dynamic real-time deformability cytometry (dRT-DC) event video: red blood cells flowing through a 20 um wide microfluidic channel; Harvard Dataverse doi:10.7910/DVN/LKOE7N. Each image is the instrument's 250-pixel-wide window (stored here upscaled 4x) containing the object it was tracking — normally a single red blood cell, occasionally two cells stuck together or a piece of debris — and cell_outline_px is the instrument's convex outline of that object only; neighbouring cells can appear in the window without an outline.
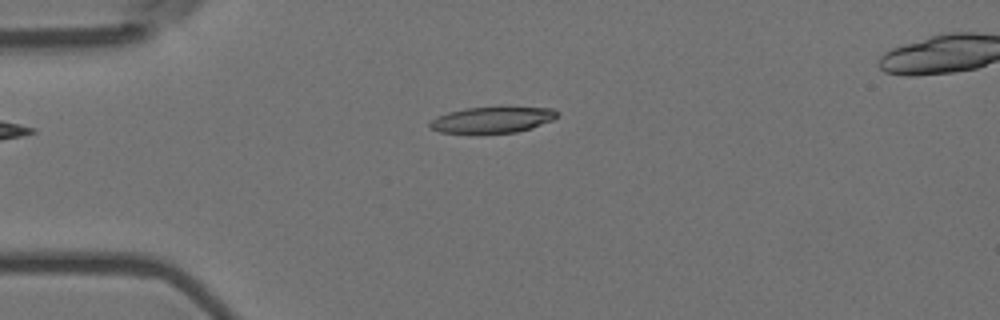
{"species": "Egyptian fruit bat (a non-hibernating species)", "species_latin": "Rousettus aegyptiacus", "temperature_condition": "room temperature", "stored_images_in_passage": 43, "segment_of_instrument_passage": [1, 2], "camera_frame_rate_fps": 3000, "um_per_image_px": 0.085, "animal": {"sex": "female"}, "frame": {"image": 1, "passage_image": 1, "time_ms": 0.0, "image_size_px": [1000, 320], "cell_outline_px": [[556, 116], [552, 120], [532, 128], [516, 132], [476, 136], [440, 132], [428, 128], [428, 124], [436, 116], [448, 112], [464, 108], [508, 104], [552, 108], [556, 112]], "centroid_in_image_um": [41.8, 10.18], "position_along_channel_um": 43.2, "area_um2": 21.1}}
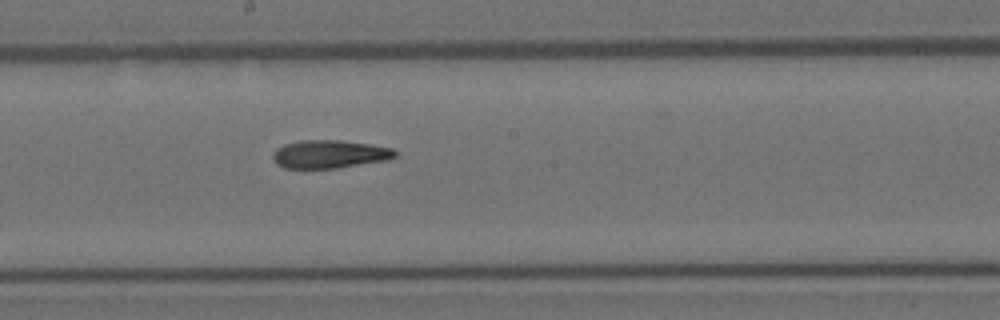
{"frame": {"image": 2, "passage_image": 17, "time_ms": 5.333, "image_size_px": [1000, 320], "cell_outline_px": [[396, 156], [384, 160], [336, 168], [284, 168], [276, 164], [272, 156], [272, 152], [276, 148], [284, 144], [300, 140], [340, 140], [368, 144], [392, 148], [396, 152]], "centroid_in_image_um": [27.94, 13.09], "position_along_channel_um": 220.3, "area_um2": 19.88}}
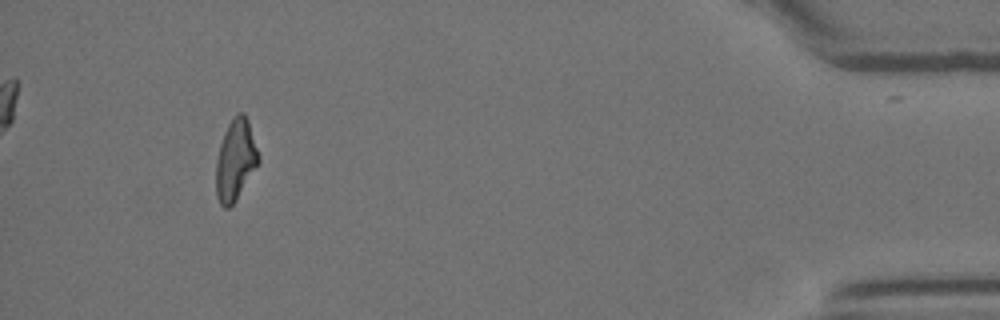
{"frame": {"image": 3, "passage_image": 38, "time_ms": 12.333, "image_size_px": [1000, 320], "cell_outline_px": [[260, 160], [236, 200], [228, 208], [224, 208], [220, 204], [216, 196], [216, 160], [220, 144], [224, 132], [228, 124], [240, 112], [244, 112], [248, 120], [260, 156]], "centroid_in_image_um": [20.01, 13.61], "position_along_channel_um": 415.2, "area_um2": 19.88}}